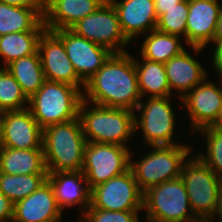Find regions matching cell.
<instances>
[{
    "instance_id": "d6a6232c",
    "label": "cell",
    "mask_w": 222,
    "mask_h": 222,
    "mask_svg": "<svg viewBox=\"0 0 222 222\" xmlns=\"http://www.w3.org/2000/svg\"><path fill=\"white\" fill-rule=\"evenodd\" d=\"M0 3L35 9L42 17L46 8V0H0Z\"/></svg>"
},
{
    "instance_id": "74e56055",
    "label": "cell",
    "mask_w": 222,
    "mask_h": 222,
    "mask_svg": "<svg viewBox=\"0 0 222 222\" xmlns=\"http://www.w3.org/2000/svg\"><path fill=\"white\" fill-rule=\"evenodd\" d=\"M212 63L214 68H222V46L212 55Z\"/></svg>"
},
{
    "instance_id": "d4e9b609",
    "label": "cell",
    "mask_w": 222,
    "mask_h": 222,
    "mask_svg": "<svg viewBox=\"0 0 222 222\" xmlns=\"http://www.w3.org/2000/svg\"><path fill=\"white\" fill-rule=\"evenodd\" d=\"M144 35L142 45H140V56L143 59L165 64L186 49L181 43L184 41L179 36L164 33L157 29Z\"/></svg>"
},
{
    "instance_id": "d6986e66",
    "label": "cell",
    "mask_w": 222,
    "mask_h": 222,
    "mask_svg": "<svg viewBox=\"0 0 222 222\" xmlns=\"http://www.w3.org/2000/svg\"><path fill=\"white\" fill-rule=\"evenodd\" d=\"M47 180L52 185L55 199L62 212L68 207L78 205L83 214L90 207L91 189L82 170L48 172Z\"/></svg>"
},
{
    "instance_id": "d590c367",
    "label": "cell",
    "mask_w": 222,
    "mask_h": 222,
    "mask_svg": "<svg viewBox=\"0 0 222 222\" xmlns=\"http://www.w3.org/2000/svg\"><path fill=\"white\" fill-rule=\"evenodd\" d=\"M212 43L214 44V49L211 50L214 52L211 53V55H213L222 46V9L217 20L216 30Z\"/></svg>"
},
{
    "instance_id": "2e32d148",
    "label": "cell",
    "mask_w": 222,
    "mask_h": 222,
    "mask_svg": "<svg viewBox=\"0 0 222 222\" xmlns=\"http://www.w3.org/2000/svg\"><path fill=\"white\" fill-rule=\"evenodd\" d=\"M3 147L43 149V129L28 108L0 113Z\"/></svg>"
},
{
    "instance_id": "9a60e30c",
    "label": "cell",
    "mask_w": 222,
    "mask_h": 222,
    "mask_svg": "<svg viewBox=\"0 0 222 222\" xmlns=\"http://www.w3.org/2000/svg\"><path fill=\"white\" fill-rule=\"evenodd\" d=\"M207 78L181 98L189 115L191 132L196 134L215 122L222 105V86Z\"/></svg>"
},
{
    "instance_id": "1f68e13d",
    "label": "cell",
    "mask_w": 222,
    "mask_h": 222,
    "mask_svg": "<svg viewBox=\"0 0 222 222\" xmlns=\"http://www.w3.org/2000/svg\"><path fill=\"white\" fill-rule=\"evenodd\" d=\"M140 212L87 209L81 219L83 222H143L140 220Z\"/></svg>"
},
{
    "instance_id": "836d02e7",
    "label": "cell",
    "mask_w": 222,
    "mask_h": 222,
    "mask_svg": "<svg viewBox=\"0 0 222 222\" xmlns=\"http://www.w3.org/2000/svg\"><path fill=\"white\" fill-rule=\"evenodd\" d=\"M14 204L0 192V222H12Z\"/></svg>"
},
{
    "instance_id": "44dd1931",
    "label": "cell",
    "mask_w": 222,
    "mask_h": 222,
    "mask_svg": "<svg viewBox=\"0 0 222 222\" xmlns=\"http://www.w3.org/2000/svg\"><path fill=\"white\" fill-rule=\"evenodd\" d=\"M105 0H46L43 15L50 31L70 29L79 20L92 14Z\"/></svg>"
},
{
    "instance_id": "484cf974",
    "label": "cell",
    "mask_w": 222,
    "mask_h": 222,
    "mask_svg": "<svg viewBox=\"0 0 222 222\" xmlns=\"http://www.w3.org/2000/svg\"><path fill=\"white\" fill-rule=\"evenodd\" d=\"M5 68L20 84L22 92L28 99L42 87L45 81L39 53L16 59Z\"/></svg>"
},
{
    "instance_id": "7bdbcfd3",
    "label": "cell",
    "mask_w": 222,
    "mask_h": 222,
    "mask_svg": "<svg viewBox=\"0 0 222 222\" xmlns=\"http://www.w3.org/2000/svg\"><path fill=\"white\" fill-rule=\"evenodd\" d=\"M77 220H78L77 222H83L82 219H80V217H79V219H77Z\"/></svg>"
},
{
    "instance_id": "e0dca14e",
    "label": "cell",
    "mask_w": 222,
    "mask_h": 222,
    "mask_svg": "<svg viewBox=\"0 0 222 222\" xmlns=\"http://www.w3.org/2000/svg\"><path fill=\"white\" fill-rule=\"evenodd\" d=\"M62 213L47 180L28 197L14 204L12 222H63Z\"/></svg>"
},
{
    "instance_id": "7402d4cb",
    "label": "cell",
    "mask_w": 222,
    "mask_h": 222,
    "mask_svg": "<svg viewBox=\"0 0 222 222\" xmlns=\"http://www.w3.org/2000/svg\"><path fill=\"white\" fill-rule=\"evenodd\" d=\"M0 172L11 175L48 174L43 149L0 150Z\"/></svg>"
},
{
    "instance_id": "cb8c5ba5",
    "label": "cell",
    "mask_w": 222,
    "mask_h": 222,
    "mask_svg": "<svg viewBox=\"0 0 222 222\" xmlns=\"http://www.w3.org/2000/svg\"><path fill=\"white\" fill-rule=\"evenodd\" d=\"M45 30L43 17L35 9L0 3V36Z\"/></svg>"
},
{
    "instance_id": "b9f144b4",
    "label": "cell",
    "mask_w": 222,
    "mask_h": 222,
    "mask_svg": "<svg viewBox=\"0 0 222 222\" xmlns=\"http://www.w3.org/2000/svg\"><path fill=\"white\" fill-rule=\"evenodd\" d=\"M3 148V141H2V126L0 121V150Z\"/></svg>"
},
{
    "instance_id": "9c48e42d",
    "label": "cell",
    "mask_w": 222,
    "mask_h": 222,
    "mask_svg": "<svg viewBox=\"0 0 222 222\" xmlns=\"http://www.w3.org/2000/svg\"><path fill=\"white\" fill-rule=\"evenodd\" d=\"M70 29L112 53L127 52L126 47L130 44L121 30L116 9L109 0H105L92 14L79 20Z\"/></svg>"
},
{
    "instance_id": "30bf717a",
    "label": "cell",
    "mask_w": 222,
    "mask_h": 222,
    "mask_svg": "<svg viewBox=\"0 0 222 222\" xmlns=\"http://www.w3.org/2000/svg\"><path fill=\"white\" fill-rule=\"evenodd\" d=\"M132 150L128 147L108 143L87 142L82 173L89 188L104 183L129 170Z\"/></svg>"
},
{
    "instance_id": "4dcf8cb0",
    "label": "cell",
    "mask_w": 222,
    "mask_h": 222,
    "mask_svg": "<svg viewBox=\"0 0 222 222\" xmlns=\"http://www.w3.org/2000/svg\"><path fill=\"white\" fill-rule=\"evenodd\" d=\"M188 12L189 0L179 2L176 7L166 10L158 18L156 29L164 33L179 36L185 41Z\"/></svg>"
},
{
    "instance_id": "52a82bcc",
    "label": "cell",
    "mask_w": 222,
    "mask_h": 222,
    "mask_svg": "<svg viewBox=\"0 0 222 222\" xmlns=\"http://www.w3.org/2000/svg\"><path fill=\"white\" fill-rule=\"evenodd\" d=\"M173 96L148 97L146 102H139L134 117L135 134L142 132L144 145L170 146L177 143L174 138L177 118L175 119L174 105L170 103ZM139 111V113H138ZM137 114L138 117H137Z\"/></svg>"
},
{
    "instance_id": "f35d334b",
    "label": "cell",
    "mask_w": 222,
    "mask_h": 222,
    "mask_svg": "<svg viewBox=\"0 0 222 222\" xmlns=\"http://www.w3.org/2000/svg\"><path fill=\"white\" fill-rule=\"evenodd\" d=\"M211 127L222 130V105L220 107L218 117L216 118L215 122L211 125Z\"/></svg>"
},
{
    "instance_id": "4316f807",
    "label": "cell",
    "mask_w": 222,
    "mask_h": 222,
    "mask_svg": "<svg viewBox=\"0 0 222 222\" xmlns=\"http://www.w3.org/2000/svg\"><path fill=\"white\" fill-rule=\"evenodd\" d=\"M44 31L15 32L0 36V57L6 67L21 57L38 53L39 40Z\"/></svg>"
},
{
    "instance_id": "603a6c76",
    "label": "cell",
    "mask_w": 222,
    "mask_h": 222,
    "mask_svg": "<svg viewBox=\"0 0 222 222\" xmlns=\"http://www.w3.org/2000/svg\"><path fill=\"white\" fill-rule=\"evenodd\" d=\"M134 64L138 77V88L142 99L148 97H169V83L165 71V64L142 58H134ZM144 97V98H143Z\"/></svg>"
},
{
    "instance_id": "83f0119b",
    "label": "cell",
    "mask_w": 222,
    "mask_h": 222,
    "mask_svg": "<svg viewBox=\"0 0 222 222\" xmlns=\"http://www.w3.org/2000/svg\"><path fill=\"white\" fill-rule=\"evenodd\" d=\"M48 174L11 175L0 172V192L13 204L28 197L47 181Z\"/></svg>"
},
{
    "instance_id": "60d3db41",
    "label": "cell",
    "mask_w": 222,
    "mask_h": 222,
    "mask_svg": "<svg viewBox=\"0 0 222 222\" xmlns=\"http://www.w3.org/2000/svg\"><path fill=\"white\" fill-rule=\"evenodd\" d=\"M214 72L218 73L221 85H222V68H214Z\"/></svg>"
},
{
    "instance_id": "ffe728a7",
    "label": "cell",
    "mask_w": 222,
    "mask_h": 222,
    "mask_svg": "<svg viewBox=\"0 0 222 222\" xmlns=\"http://www.w3.org/2000/svg\"><path fill=\"white\" fill-rule=\"evenodd\" d=\"M202 65L192 54H189L187 48L167 61L165 71L171 95L174 96V92L177 91V97L181 100L206 77H209Z\"/></svg>"
},
{
    "instance_id": "8fae6325",
    "label": "cell",
    "mask_w": 222,
    "mask_h": 222,
    "mask_svg": "<svg viewBox=\"0 0 222 222\" xmlns=\"http://www.w3.org/2000/svg\"><path fill=\"white\" fill-rule=\"evenodd\" d=\"M143 192L132 171L91 188L90 207L108 211H143Z\"/></svg>"
},
{
    "instance_id": "7c38bea8",
    "label": "cell",
    "mask_w": 222,
    "mask_h": 222,
    "mask_svg": "<svg viewBox=\"0 0 222 222\" xmlns=\"http://www.w3.org/2000/svg\"><path fill=\"white\" fill-rule=\"evenodd\" d=\"M38 53L45 80L76 86L83 92L85 83L75 72L62 39L54 31L46 29L42 33Z\"/></svg>"
},
{
    "instance_id": "4fadbf2b",
    "label": "cell",
    "mask_w": 222,
    "mask_h": 222,
    "mask_svg": "<svg viewBox=\"0 0 222 222\" xmlns=\"http://www.w3.org/2000/svg\"><path fill=\"white\" fill-rule=\"evenodd\" d=\"M222 9L220 0H189L185 42L195 55L212 43Z\"/></svg>"
},
{
    "instance_id": "e575fe53",
    "label": "cell",
    "mask_w": 222,
    "mask_h": 222,
    "mask_svg": "<svg viewBox=\"0 0 222 222\" xmlns=\"http://www.w3.org/2000/svg\"><path fill=\"white\" fill-rule=\"evenodd\" d=\"M183 0H154L155 11L159 18L166 10L176 7V5Z\"/></svg>"
},
{
    "instance_id": "ab89813d",
    "label": "cell",
    "mask_w": 222,
    "mask_h": 222,
    "mask_svg": "<svg viewBox=\"0 0 222 222\" xmlns=\"http://www.w3.org/2000/svg\"><path fill=\"white\" fill-rule=\"evenodd\" d=\"M193 222H214V220L211 219L210 217H207V218H197Z\"/></svg>"
},
{
    "instance_id": "8992f818",
    "label": "cell",
    "mask_w": 222,
    "mask_h": 222,
    "mask_svg": "<svg viewBox=\"0 0 222 222\" xmlns=\"http://www.w3.org/2000/svg\"><path fill=\"white\" fill-rule=\"evenodd\" d=\"M142 210H145L146 222H193L197 219L180 177L143 192Z\"/></svg>"
},
{
    "instance_id": "3957f363",
    "label": "cell",
    "mask_w": 222,
    "mask_h": 222,
    "mask_svg": "<svg viewBox=\"0 0 222 222\" xmlns=\"http://www.w3.org/2000/svg\"><path fill=\"white\" fill-rule=\"evenodd\" d=\"M134 113L128 109L110 108L93 103L90 105V102L82 100L78 117L87 142L127 147L129 139L136 136Z\"/></svg>"
},
{
    "instance_id": "f546056e",
    "label": "cell",
    "mask_w": 222,
    "mask_h": 222,
    "mask_svg": "<svg viewBox=\"0 0 222 222\" xmlns=\"http://www.w3.org/2000/svg\"><path fill=\"white\" fill-rule=\"evenodd\" d=\"M197 132L205 139V152L195 154L218 176L222 179V130L207 126L199 129Z\"/></svg>"
},
{
    "instance_id": "ba28073f",
    "label": "cell",
    "mask_w": 222,
    "mask_h": 222,
    "mask_svg": "<svg viewBox=\"0 0 222 222\" xmlns=\"http://www.w3.org/2000/svg\"><path fill=\"white\" fill-rule=\"evenodd\" d=\"M192 155L183 163L180 178L185 185L194 215L197 218L211 217L216 208L222 179L197 155Z\"/></svg>"
},
{
    "instance_id": "5b68a950",
    "label": "cell",
    "mask_w": 222,
    "mask_h": 222,
    "mask_svg": "<svg viewBox=\"0 0 222 222\" xmlns=\"http://www.w3.org/2000/svg\"><path fill=\"white\" fill-rule=\"evenodd\" d=\"M83 92L76 86L45 80L28 99V109L42 129L79 118Z\"/></svg>"
},
{
    "instance_id": "ac0fdd59",
    "label": "cell",
    "mask_w": 222,
    "mask_h": 222,
    "mask_svg": "<svg viewBox=\"0 0 222 222\" xmlns=\"http://www.w3.org/2000/svg\"><path fill=\"white\" fill-rule=\"evenodd\" d=\"M116 9L121 30L132 42L135 37L156 29L158 17L154 0H109Z\"/></svg>"
},
{
    "instance_id": "6da1fadb",
    "label": "cell",
    "mask_w": 222,
    "mask_h": 222,
    "mask_svg": "<svg viewBox=\"0 0 222 222\" xmlns=\"http://www.w3.org/2000/svg\"><path fill=\"white\" fill-rule=\"evenodd\" d=\"M83 100L110 108L136 111L143 101L138 88L134 57L112 53L102 67L85 82Z\"/></svg>"
},
{
    "instance_id": "f1b7e54d",
    "label": "cell",
    "mask_w": 222,
    "mask_h": 222,
    "mask_svg": "<svg viewBox=\"0 0 222 222\" xmlns=\"http://www.w3.org/2000/svg\"><path fill=\"white\" fill-rule=\"evenodd\" d=\"M28 98L5 67H0V113L28 108Z\"/></svg>"
},
{
    "instance_id": "5bb4252c",
    "label": "cell",
    "mask_w": 222,
    "mask_h": 222,
    "mask_svg": "<svg viewBox=\"0 0 222 222\" xmlns=\"http://www.w3.org/2000/svg\"><path fill=\"white\" fill-rule=\"evenodd\" d=\"M54 32L62 39L73 68L84 83L102 67L112 54L107 48L77 35L71 29Z\"/></svg>"
},
{
    "instance_id": "277c9868",
    "label": "cell",
    "mask_w": 222,
    "mask_h": 222,
    "mask_svg": "<svg viewBox=\"0 0 222 222\" xmlns=\"http://www.w3.org/2000/svg\"><path fill=\"white\" fill-rule=\"evenodd\" d=\"M147 153L139 160L131 151L130 167L135 180L142 192L165 181L177 179L181 175L183 163L194 148L188 144L170 146H150Z\"/></svg>"
},
{
    "instance_id": "7a4b0ae2",
    "label": "cell",
    "mask_w": 222,
    "mask_h": 222,
    "mask_svg": "<svg viewBox=\"0 0 222 222\" xmlns=\"http://www.w3.org/2000/svg\"><path fill=\"white\" fill-rule=\"evenodd\" d=\"M86 145L79 118L44 128L42 147L46 170H82Z\"/></svg>"
},
{
    "instance_id": "8d00e7d4",
    "label": "cell",
    "mask_w": 222,
    "mask_h": 222,
    "mask_svg": "<svg viewBox=\"0 0 222 222\" xmlns=\"http://www.w3.org/2000/svg\"><path fill=\"white\" fill-rule=\"evenodd\" d=\"M215 217H217V218H215ZM210 218L213 219L214 221L217 219V221L222 222V183L218 189L217 203H216L215 211Z\"/></svg>"
}]
</instances>
